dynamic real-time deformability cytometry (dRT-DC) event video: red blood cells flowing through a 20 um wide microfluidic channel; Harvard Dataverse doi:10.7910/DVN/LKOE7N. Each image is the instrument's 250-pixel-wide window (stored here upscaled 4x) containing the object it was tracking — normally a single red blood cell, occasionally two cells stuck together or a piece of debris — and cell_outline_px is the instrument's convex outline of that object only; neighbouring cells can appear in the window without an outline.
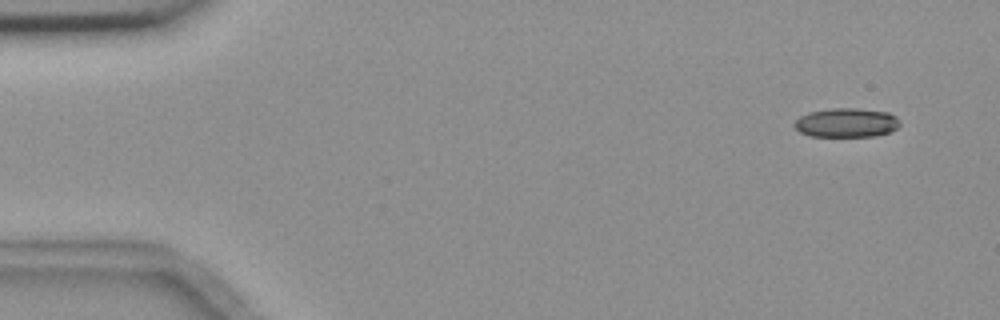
{"species": "common noctule bat (a hibernating species)", "species_latin": "Nyctalus noctula", "temperature_condition": "room temperature", "stored_images_in_passage": 5, "camera_frame_rate_fps": 3000, "um_per_image_px": 0.085, "animal": {"sex": "female", "body_mass_g": 18.4}, "frame": {"image": 1, "passage_image": 1, "time_ms": 0.0, "image_size_px": [1000, 320], "cell_outline_px": [[900, 124], [896, 128], [888, 132], [876, 136], [812, 136], [800, 132], [792, 124], [800, 116], [808, 112], [832, 108], [856, 108], [888, 112], [896, 116], [900, 120]], "centroid_in_image_um": [71.95, 10.42], "position_along_channel_um": 13.1, "area_um2": 17.92}}